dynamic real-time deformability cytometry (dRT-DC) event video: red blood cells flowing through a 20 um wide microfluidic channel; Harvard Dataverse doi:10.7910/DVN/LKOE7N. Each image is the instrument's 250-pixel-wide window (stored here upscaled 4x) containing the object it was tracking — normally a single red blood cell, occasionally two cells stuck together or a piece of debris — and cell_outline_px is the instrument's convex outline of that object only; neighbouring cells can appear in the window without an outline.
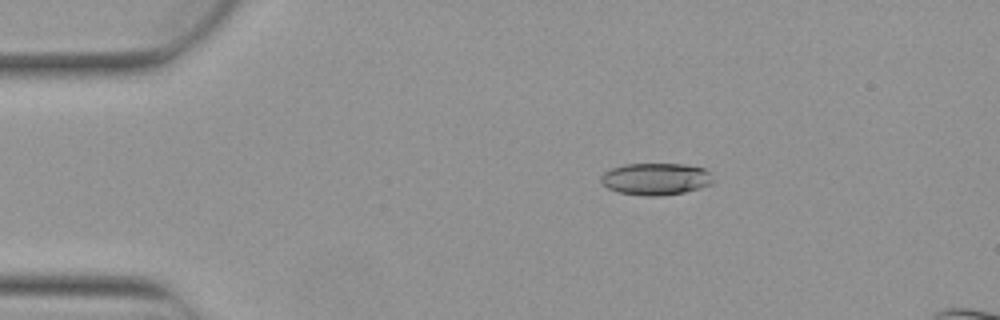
{"species": "Egyptian fruit bat (a non-hibernating species)", "species_latin": "Rousettus aegyptiacus", "temperature_condition": "warm", "stored_images_in_passage": 5, "camera_frame_rate_fps": 3000, "um_per_image_px": 0.085, "animal": {"sex": "female"}, "frame": {"image": 1, "passage_image": 3, "time_ms": 0.667, "image_size_px": [1000, 320], "cell_outline_px": [[712, 184], [700, 188], [684, 192], [660, 196], [644, 196], [620, 192], [608, 188], [600, 184], [600, 176], [604, 172], [612, 168], [624, 164], [684, 164], [704, 168], [708, 172], [712, 180]], "centroid_in_image_um": [55.7, 15.21], "position_along_channel_um": 29.3, "area_um2": 20.92}}